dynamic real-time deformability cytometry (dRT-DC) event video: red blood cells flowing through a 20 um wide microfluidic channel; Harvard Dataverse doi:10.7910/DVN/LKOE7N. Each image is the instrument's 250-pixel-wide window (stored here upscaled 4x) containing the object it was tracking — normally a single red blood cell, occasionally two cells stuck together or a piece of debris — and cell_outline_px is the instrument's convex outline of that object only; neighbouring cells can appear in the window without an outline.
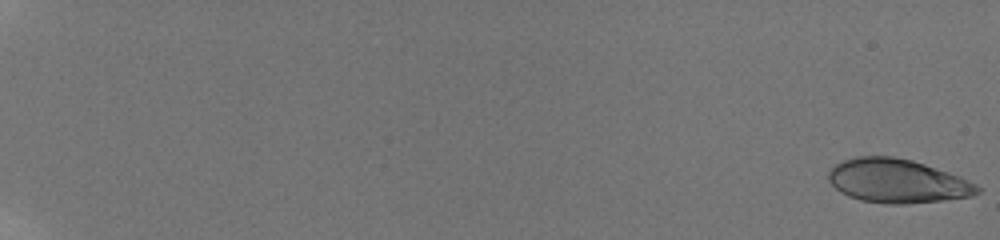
{"species": "human", "species_latin": "Homo sapiens", "temperature_condition": "room temperature", "stored_images_in_passage": 95, "camera_frame_rate_fps": 3000, "um_per_image_px": 0.085, "donor": {"sex": "male"}, "frame": {"image": 1, "passage_image": 1, "time_ms": 0.0, "image_size_px": [1000, 240], "cell_outline_px": [[980, 192], [972, 196], [940, 200], [904, 204], [888, 204], [860, 200], [848, 196], [840, 192], [828, 180], [828, 172], [836, 164], [844, 160], [856, 156], [892, 156], [912, 160], [960, 176], [976, 184], [980, 188]], "centroid_in_image_um": [76.26, 15.38], "position_along_channel_um": 8.7, "area_um2": 37.86}}
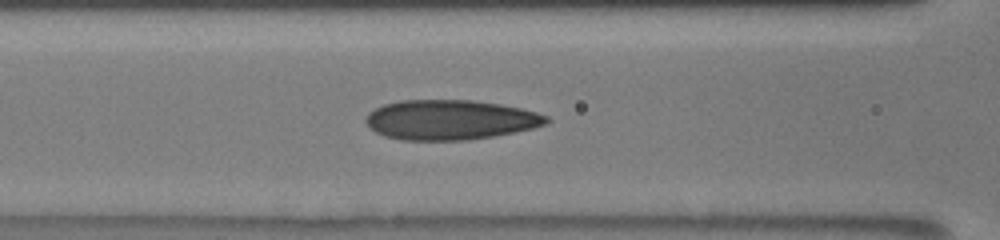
{"frame": {"image": 2, "passage_image": 47, "time_ms": 9.667, "image_size_px": [1000, 240], "cell_outline_px": [[548, 124], [532, 128], [492, 136], [468, 140], [400, 140], [384, 136], [376, 132], [364, 120], [368, 112], [384, 104], [400, 100], [472, 100], [500, 104], [520, 108], [536, 112], [548, 116]], "centroid_in_image_um": [38.24, 10.18], "position_along_channel_um": 128.4, "area_um2": 41.85}}
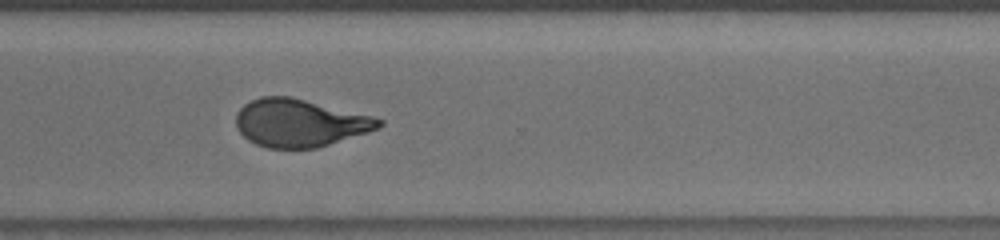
{"frame": {"image": 3, "passage_image": 75, "time_ms": 15.333, "image_size_px": [1000, 240], "cell_outline_px": [[384, 124], [380, 128], [368, 132], [316, 148], [268, 148], [256, 144], [248, 140], [240, 132], [236, 124], [236, 116], [240, 108], [244, 104], [260, 96], [292, 96], [372, 116], [384, 120]], "centroid_in_image_um": [25.48, 10.44], "position_along_channel_um": 345.1, "area_um2": 39.71}, "authors_computed_cell_mechanics": {"area_um2": 39.6508, "velocity_mm_per_s": 3.8402, "shape_relaxation_time_tau1_ms": 6.2492, "shape_relaxation_time_tau2_ms": 1.0975, "deformation_change_tau1": 0.2246, "deformation_change_tau2": 0.0812}}